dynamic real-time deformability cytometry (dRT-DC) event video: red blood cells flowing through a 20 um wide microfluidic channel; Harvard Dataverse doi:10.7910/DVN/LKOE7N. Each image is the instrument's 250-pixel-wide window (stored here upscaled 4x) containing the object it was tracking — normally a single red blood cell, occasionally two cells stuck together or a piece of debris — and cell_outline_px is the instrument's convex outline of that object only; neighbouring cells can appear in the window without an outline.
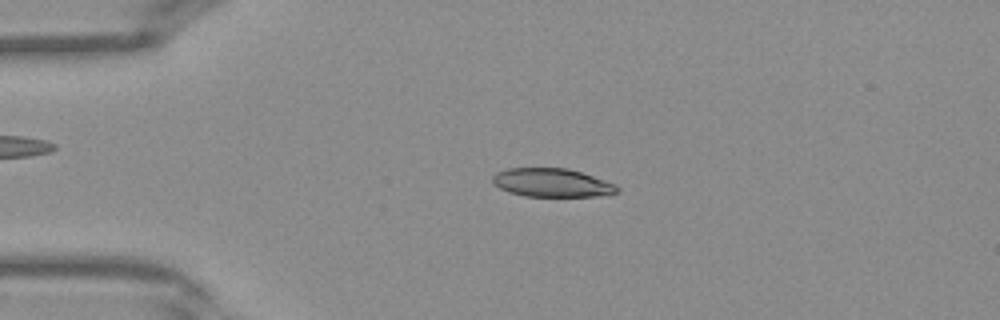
{"species": "Egyptian fruit bat (a non-hibernating species)", "species_latin": "Rousettus aegyptiacus", "temperature_condition": "warm", "stored_images_in_passage": 31, "camera_frame_rate_fps": 3000, "um_per_image_px": 0.085, "frame": {"image": 1, "passage_image": 1, "time_ms": 0.0, "image_size_px": [1000, 320], "cell_outline_px": [[620, 192], [608, 196], [524, 196], [508, 192], [492, 184], [492, 176], [496, 172], [508, 168], [568, 168], [616, 184], [620, 188]], "centroid_in_image_um": [46.93, 15.54], "position_along_channel_um": 38.1, "area_um2": 20.92}}
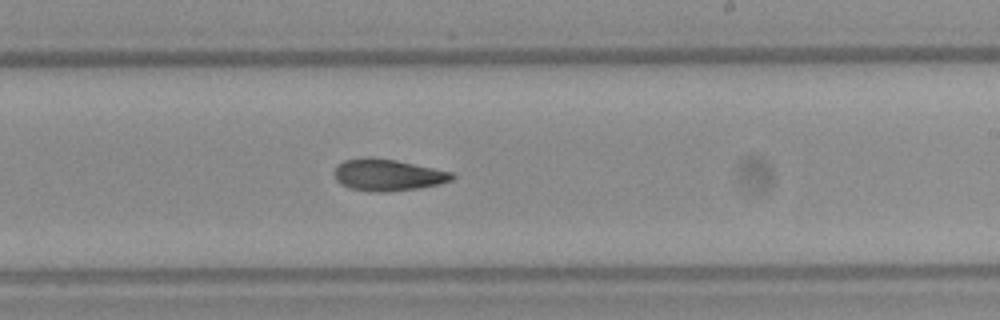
{"frame": {"image": 2, "passage_image": 16, "time_ms": 5.0, "image_size_px": [1000, 320], "cell_outline_px": [[456, 176], [452, 180], [440, 184], [420, 188], [384, 192], [376, 192], [352, 188], [340, 184], [336, 180], [336, 168], [344, 160], [368, 156], [372, 156], [396, 160], [452, 172]], "centroid_in_image_um": [32.99, 14.86], "position_along_channel_um": 256.0, "area_um2": 21.68}}
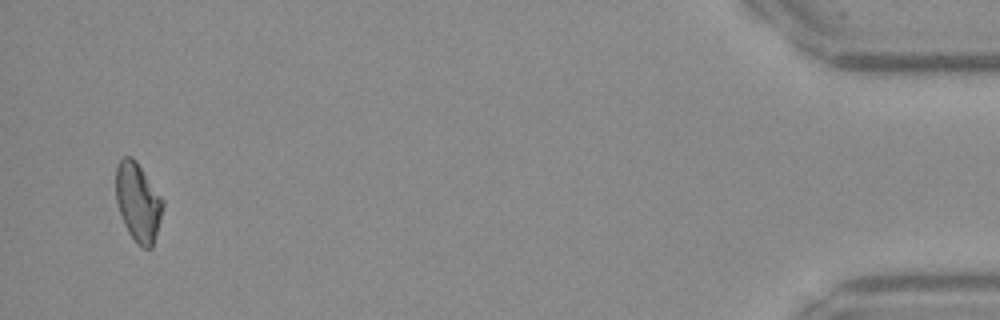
{"frame": {"image": 3, "passage_image": 31, "time_ms": 10.0, "image_size_px": [1000, 320], "cell_outline_px": [[164, 204], [152, 248], [140, 248], [136, 244], [128, 232], [124, 224], [116, 200], [116, 168], [120, 160], [124, 156], [132, 156], [136, 160], [164, 200]], "centroid_in_image_um": [11.73, 17.18], "position_along_channel_um": 423.5, "area_um2": 21.5}}